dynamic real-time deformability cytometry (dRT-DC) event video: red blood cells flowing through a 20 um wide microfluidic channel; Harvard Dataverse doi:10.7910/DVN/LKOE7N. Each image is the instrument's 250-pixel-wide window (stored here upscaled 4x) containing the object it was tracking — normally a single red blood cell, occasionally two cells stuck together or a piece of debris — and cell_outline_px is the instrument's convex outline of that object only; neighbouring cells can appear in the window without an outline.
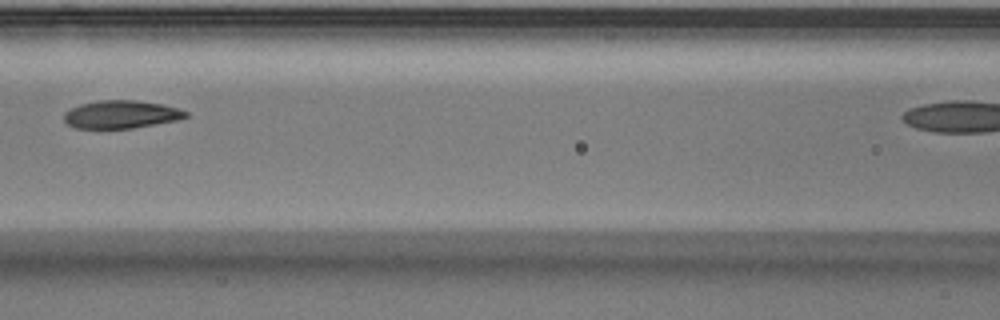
{"species": "Egyptian fruit bat (a non-hibernating species)", "species_latin": "Rousettus aegyptiacus", "temperature_condition": "warm", "stored_images_in_passage": 7, "camera_frame_rate_fps": 3000, "um_per_image_px": 0.085, "animal": {"sex": "male"}, "frame": {"image": 1, "passage_image": 6, "time_ms": 1.667, "image_size_px": [1000, 320], "cell_outline_px": [[188, 116], [176, 120], [132, 128], [76, 128], [68, 124], [64, 120], [64, 112], [80, 104], [100, 100], [136, 100], [160, 104], [176, 108], [188, 112]], "centroid_in_image_um": [10.27, 9.72], "position_along_channel_um": 156.3, "area_um2": 19.54}}